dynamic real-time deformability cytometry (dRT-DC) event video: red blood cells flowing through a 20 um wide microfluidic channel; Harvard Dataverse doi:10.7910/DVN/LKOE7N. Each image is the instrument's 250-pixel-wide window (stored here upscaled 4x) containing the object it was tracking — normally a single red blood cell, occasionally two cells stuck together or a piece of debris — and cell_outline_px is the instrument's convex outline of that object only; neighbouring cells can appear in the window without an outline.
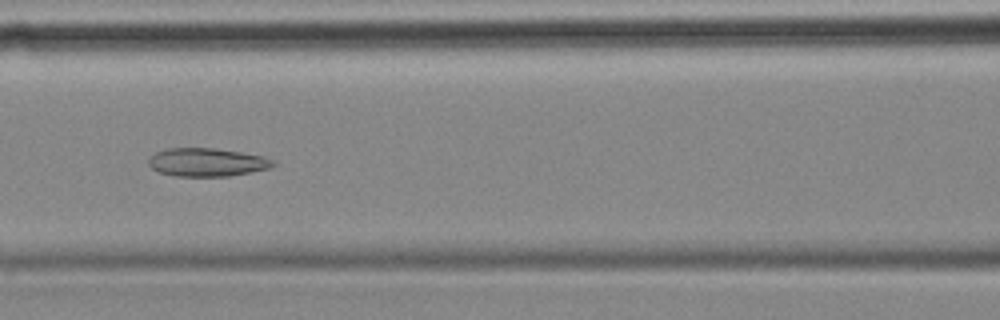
{"species": "common noctule bat (a hibernating species)", "species_latin": "Nyctalus noctula", "temperature_condition": "cold", "stored_images_in_passage": 55, "camera_frame_rate_fps": 3000, "um_per_image_px": 0.085, "animal": {"sex": "female", "body_mass_g": 18.4}, "frame": {"image": 1, "passage_image": 23, "time_ms": 7.333, "image_size_px": [1000, 320], "cell_outline_px": [[276, 164], [272, 168], [228, 176], [176, 176], [160, 172], [152, 168], [148, 164], [148, 156], [156, 152], [168, 148], [216, 148], [264, 156], [272, 160]], "centroid_in_image_um": [17.59, 13.78], "position_along_channel_um": 149.0, "area_um2": 20.58}}
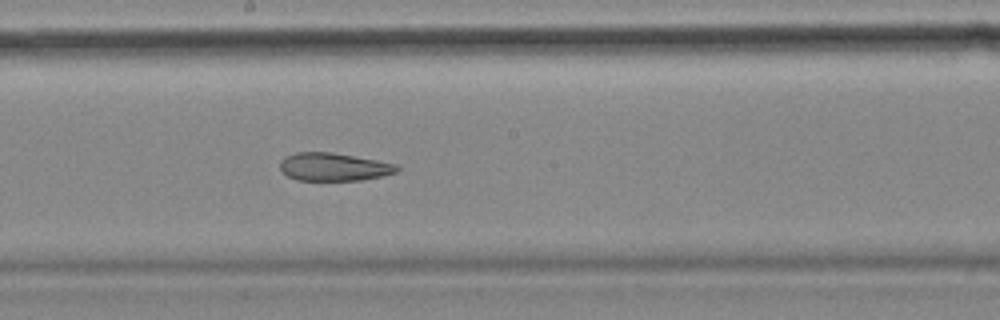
{"frame": {"image": 2, "passage_image": 29, "time_ms": 9.333, "image_size_px": [1000, 320], "cell_outline_px": [[400, 168], [396, 172], [380, 176], [360, 180], [296, 180], [288, 176], [280, 168], [280, 160], [284, 156], [296, 152], [332, 152], [376, 160], [396, 164]], "centroid_in_image_um": [28.33, 14.17], "position_along_channel_um": 219.9, "area_um2": 18.96}}
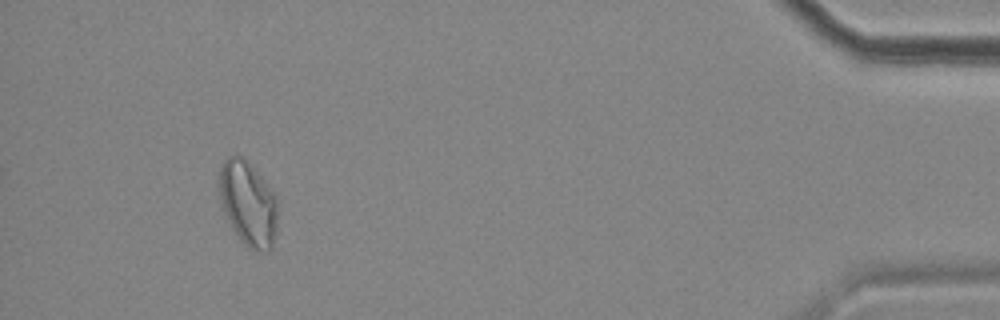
{"frame": {"image": 3, "passage_image": 51, "time_ms": 16.667, "image_size_px": [1000, 320], "cell_outline_px": [[276, 232], [272, 248], [268, 252], [260, 252], [248, 248], [240, 240], [232, 228], [224, 212], [220, 196], [220, 168], [224, 160], [228, 156], [236, 152], [244, 156], [252, 164], [272, 192], [276, 200]], "centroid_in_image_um": [21.08, 17.28], "position_along_channel_um": 414.1, "area_um2": 28.9}, "authors_computed_cell_mechanics": {"area_um2": 24.4494, "velocity_mm_per_s": 3.5651, "shape_relaxation_time_tau1_ms": null, "shape_relaxation_time_tau2_ms": 3.4666, "deformation_change_tau1": null, "deformation_change_tau2": 0.1028}}